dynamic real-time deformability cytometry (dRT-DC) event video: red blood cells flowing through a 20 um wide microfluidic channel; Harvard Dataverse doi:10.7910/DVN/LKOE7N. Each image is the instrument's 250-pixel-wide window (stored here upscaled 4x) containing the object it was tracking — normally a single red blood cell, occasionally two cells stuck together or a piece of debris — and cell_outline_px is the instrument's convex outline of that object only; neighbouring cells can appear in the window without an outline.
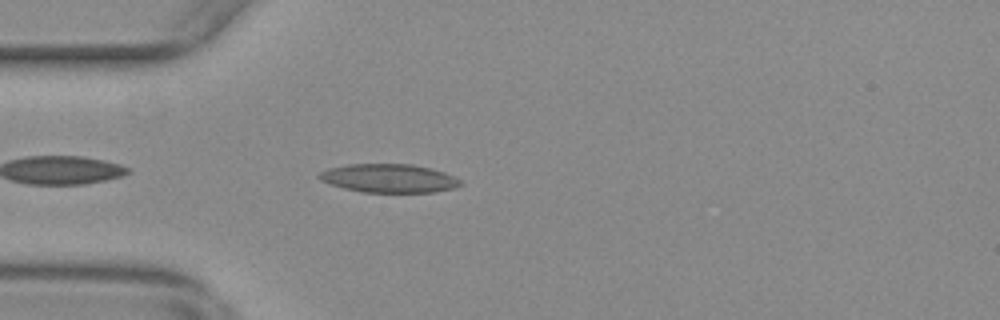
{"species": "common noctule bat (a hibernating species)", "species_latin": "Nyctalus noctula", "temperature_condition": "warm", "stored_images_in_passage": 34, "camera_frame_rate_fps": 3000, "um_per_image_px": 0.085, "animal": {"sex": "female", "body_mass_g": 29.2, "forearm_length_mm": 56.3}, "frame": {"image": 1, "passage_image": 3, "time_ms": 0.667, "image_size_px": [1000, 320], "cell_outline_px": [[464, 184], [456, 188], [436, 192], [360, 192], [328, 184], [320, 180], [316, 176], [320, 172], [328, 168], [348, 164], [412, 164], [444, 172], [460, 180]], "centroid_in_image_um": [33.04, 15.16], "position_along_channel_um": 52.0, "area_um2": 23.64}}
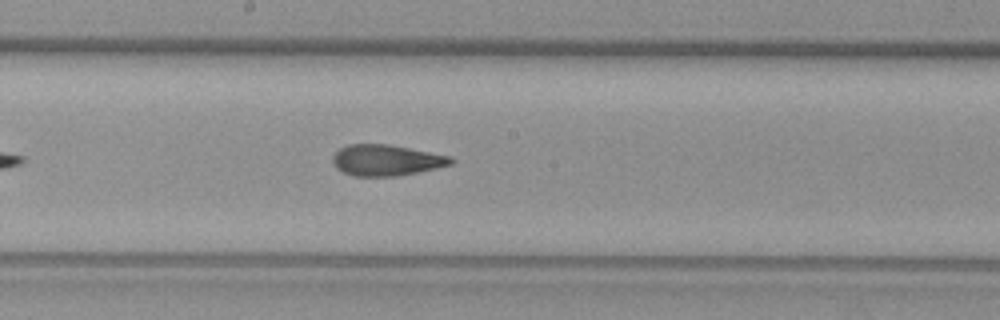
{"frame": {"image": 2, "passage_image": 17, "time_ms": 5.333, "image_size_px": [1000, 320], "cell_outline_px": [[456, 160], [452, 164], [436, 168], [396, 176], [352, 176], [336, 168], [332, 160], [332, 156], [340, 148], [348, 144], [388, 144], [452, 156]], "centroid_in_image_um": [32.84, 13.61], "position_along_channel_um": 215.4, "area_um2": 21.39}}
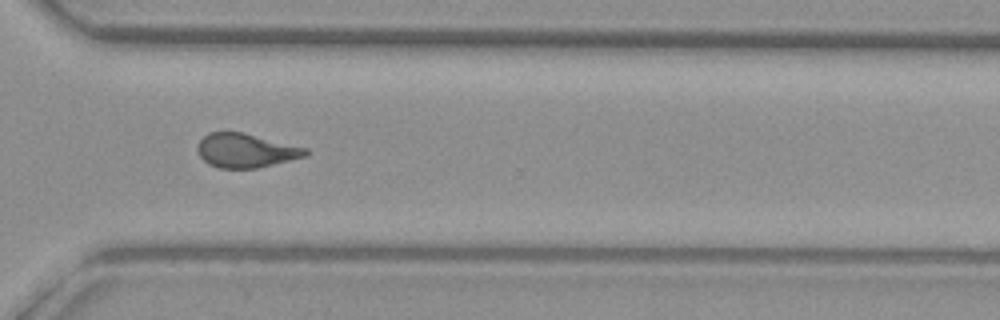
{"frame": {"image": 3, "passage_image": 28, "time_ms": 9.0, "image_size_px": [1000, 320], "cell_outline_px": [[308, 156], [256, 168], [220, 168], [208, 164], [200, 156], [196, 148], [200, 140], [208, 132], [244, 132], [308, 148]], "centroid_in_image_um": [20.9, 12.79], "position_along_channel_um": 349.7, "area_um2": 21.5}, "authors_computed_cell_mechanics": {"area_um2": 21.9351, "velocity_mm_per_s": 3.6665, "shape_relaxation_time_tau1_ms": null, "shape_relaxation_time_tau2_ms": 2.2292, "deformation_change_tau1": null, "deformation_change_tau2": 0.1049}}